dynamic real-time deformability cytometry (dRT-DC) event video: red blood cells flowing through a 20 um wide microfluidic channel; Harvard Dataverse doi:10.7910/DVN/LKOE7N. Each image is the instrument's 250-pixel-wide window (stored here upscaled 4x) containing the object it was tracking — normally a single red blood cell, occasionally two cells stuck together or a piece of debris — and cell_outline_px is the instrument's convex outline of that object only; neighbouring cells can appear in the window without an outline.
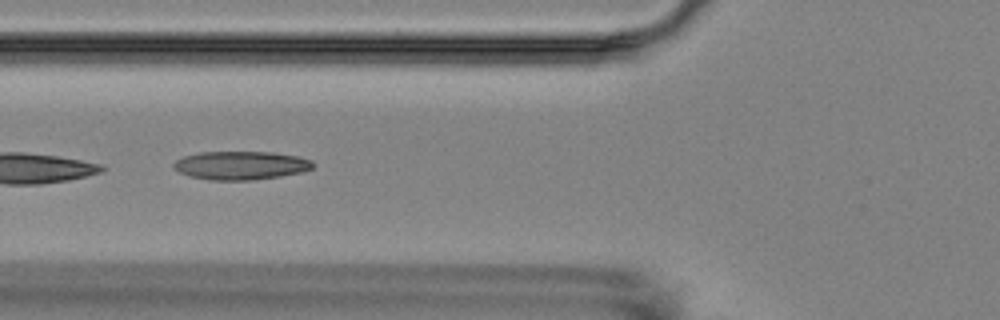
{"species": "Egyptian fruit bat (a non-hibernating species)", "species_latin": "Rousettus aegyptiacus", "temperature_condition": "room temperature", "stored_images_in_passage": 6, "camera_frame_rate_fps": 3000, "um_per_image_px": 0.085, "animal": {"sex": "female"}, "frame": {"image": 1, "passage_image": 3, "time_ms": 2.0, "image_size_px": [1000, 320], "cell_outline_px": [[316, 164], [312, 168], [300, 172], [280, 176], [252, 180], [208, 180], [192, 176], [180, 172], [172, 168], [172, 164], [176, 160], [184, 156], [200, 152], [272, 152], [296, 156], [312, 160]], "centroid_in_image_um": [20.46, 14.05], "position_along_channel_um": 105.3, "area_um2": 23.06}}
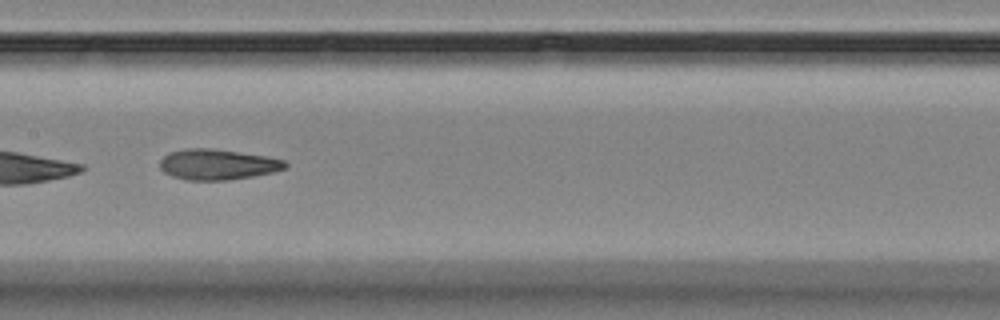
{"frame": {"image": 2, "passage_image": 5, "time_ms": 4.333, "image_size_px": [1000, 320], "cell_outline_px": [[288, 168], [272, 172], [252, 176], [228, 180], [184, 180], [172, 176], [164, 172], [160, 168], [160, 160], [168, 152], [184, 148], [212, 148], [264, 156], [284, 160], [288, 164]], "centroid_in_image_um": [18.46, 13.97], "position_along_channel_um": 188.9, "area_um2": 22.37}}
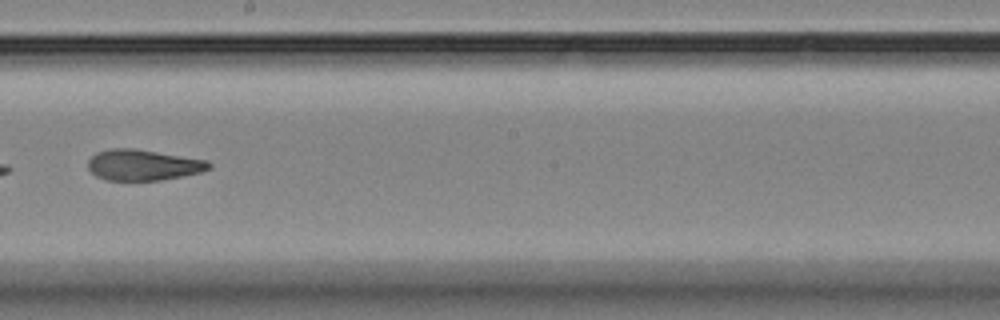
{"frame": {"image": 3, "passage_image": 6, "time_ms": 5.667, "image_size_px": [1000, 320], "cell_outline_px": [[212, 168], [200, 172], [160, 180], [108, 180], [96, 176], [88, 168], [88, 160], [96, 152], [112, 148], [136, 148], [208, 160], [212, 164]], "centroid_in_image_um": [12.17, 14.01], "position_along_channel_um": 236.0, "area_um2": 21.79}}